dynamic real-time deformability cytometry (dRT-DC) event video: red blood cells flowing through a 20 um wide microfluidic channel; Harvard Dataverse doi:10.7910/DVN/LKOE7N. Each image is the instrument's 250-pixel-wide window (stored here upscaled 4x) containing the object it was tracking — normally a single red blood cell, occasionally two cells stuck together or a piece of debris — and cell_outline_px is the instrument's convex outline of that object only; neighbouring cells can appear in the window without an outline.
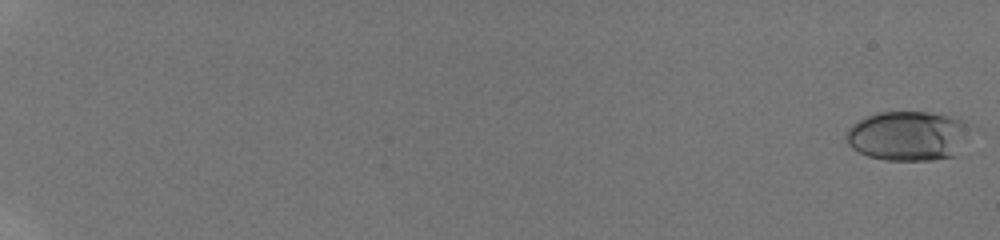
{"species": "human", "species_latin": "Homo sapiens", "temperature_condition": "room temperature", "stored_images_in_passage": 38, "camera_frame_rate_fps": 3000, "um_per_image_px": 0.085, "donor": {"sex": "male"}, "frame": {"image": 1, "passage_image": 1, "time_ms": 0.0, "image_size_px": [1000, 240], "cell_outline_px": [[984, 132], [956, 156], [932, 160], [884, 160], [868, 156], [852, 148], [844, 140], [844, 136], [848, 128], [852, 124], [876, 112], [928, 112], [948, 116], [972, 124], [980, 128]], "centroid_in_image_um": [77.42, 11.56], "position_along_channel_um": 7.6, "area_um2": 37.86}}
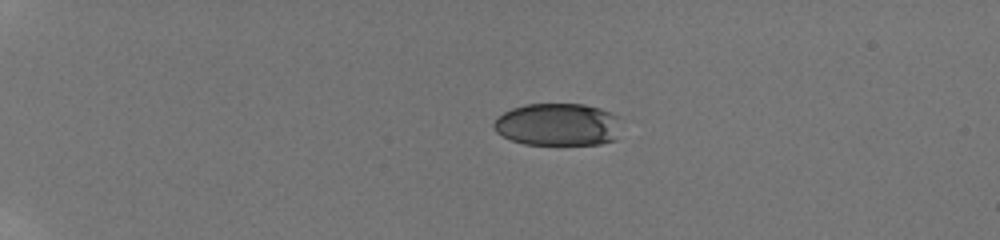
{"frame": {"image": 2, "passage_image": 20, "time_ms": 5.0, "image_size_px": [1000, 240], "cell_outline_px": [[616, 140], [600, 144], [524, 144], [512, 140], [496, 132], [492, 128], [492, 124], [496, 116], [512, 108], [524, 104], [584, 104], [600, 108], [612, 112], [616, 116]], "centroid_in_image_um": [47.34, 10.58], "position_along_channel_um": 37.7, "area_um2": 31.5}}
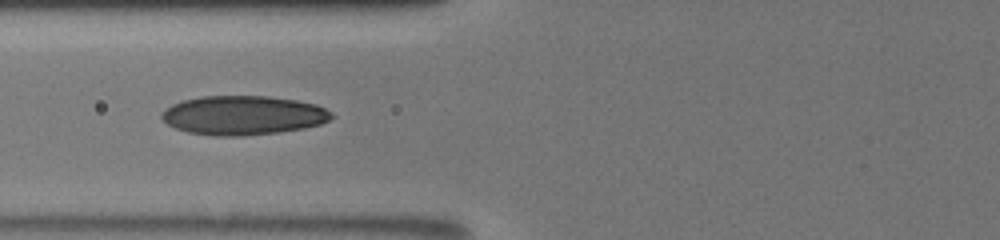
{"frame": {"image": 3, "passage_image": 37, "time_ms": 9.0, "image_size_px": [1000, 240], "cell_outline_px": [[332, 116], [328, 120], [320, 124], [304, 128], [280, 132], [244, 136], [216, 136], [188, 132], [176, 128], [168, 124], [160, 116], [172, 104], [184, 100], [200, 96], [268, 96], [296, 100], [316, 104], [332, 112]], "centroid_in_image_um": [20.68, 9.8], "position_along_channel_um": 105.1, "area_um2": 38.61}}